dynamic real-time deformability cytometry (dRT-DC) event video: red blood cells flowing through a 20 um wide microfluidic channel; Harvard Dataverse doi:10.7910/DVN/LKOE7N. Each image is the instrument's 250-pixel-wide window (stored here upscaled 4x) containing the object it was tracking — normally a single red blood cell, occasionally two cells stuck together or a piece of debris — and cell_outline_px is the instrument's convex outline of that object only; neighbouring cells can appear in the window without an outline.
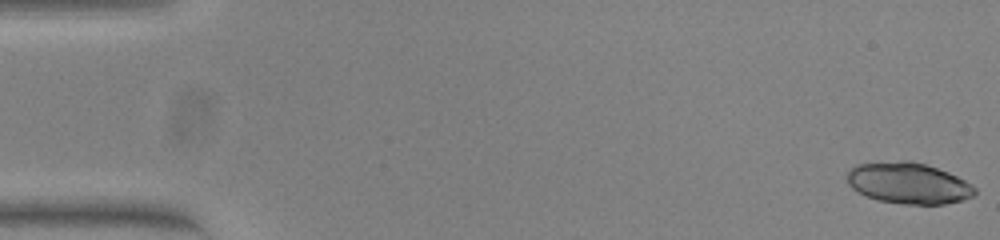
{"species": "common noctule bat (a hibernating species)", "species_latin": "Nyctalus noctula", "temperature_condition": "warm", "stored_images_in_passage": 53, "camera_frame_rate_fps": 3000, "um_per_image_px": 0.085, "animal": {"sex": "female", "body_mass_g": 23.0, "forearm_length_mm": 53.4}, "frame": {"image": 1, "passage_image": 1, "time_ms": 0.0, "image_size_px": [1000, 240], "cell_outline_px": [[976, 192], [972, 196], [964, 200], [944, 204], [904, 204], [880, 200], [868, 196], [852, 188], [848, 184], [844, 176], [856, 164], [900, 160], [908, 160], [924, 164], [948, 172], [972, 184], [976, 188]], "centroid_in_image_um": [77.21, 15.56], "position_along_channel_um": 7.8, "area_um2": 30.58}}
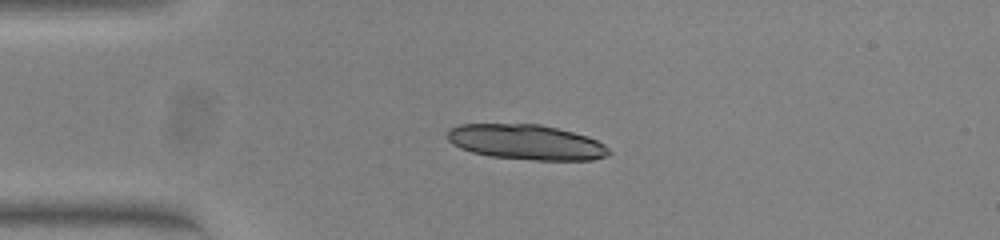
{"frame": {"image": 2, "passage_image": 13, "time_ms": 4.0, "image_size_px": [1000, 240], "cell_outline_px": [[612, 152], [608, 156], [592, 160], [536, 160], [488, 156], [472, 152], [460, 148], [452, 144], [448, 140], [448, 128], [460, 124], [540, 124], [588, 136], [604, 144]], "centroid_in_image_um": [44.73, 12.08], "position_along_channel_um": 40.3, "area_um2": 33.18}}